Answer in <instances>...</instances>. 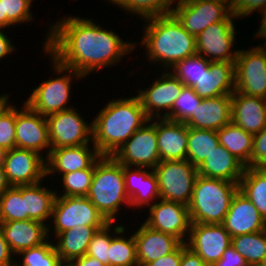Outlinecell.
<instances>
[{"mask_svg":"<svg viewBox=\"0 0 266 266\" xmlns=\"http://www.w3.org/2000/svg\"><path fill=\"white\" fill-rule=\"evenodd\" d=\"M161 161L187 160L188 126L185 122L156 119Z\"/></svg>","mask_w":266,"mask_h":266,"instance_id":"obj_24","label":"cell"},{"mask_svg":"<svg viewBox=\"0 0 266 266\" xmlns=\"http://www.w3.org/2000/svg\"><path fill=\"white\" fill-rule=\"evenodd\" d=\"M202 101L191 87H183L179 97L174 102L170 115L166 118L170 121L186 122L198 108Z\"/></svg>","mask_w":266,"mask_h":266,"instance_id":"obj_44","label":"cell"},{"mask_svg":"<svg viewBox=\"0 0 266 266\" xmlns=\"http://www.w3.org/2000/svg\"><path fill=\"white\" fill-rule=\"evenodd\" d=\"M109 1V3H112L113 5H117V7L119 8L126 0H107Z\"/></svg>","mask_w":266,"mask_h":266,"instance_id":"obj_54","label":"cell"},{"mask_svg":"<svg viewBox=\"0 0 266 266\" xmlns=\"http://www.w3.org/2000/svg\"><path fill=\"white\" fill-rule=\"evenodd\" d=\"M5 30L0 29V60L5 59L8 55L12 54L16 49L15 45L12 43L10 38H8Z\"/></svg>","mask_w":266,"mask_h":266,"instance_id":"obj_51","label":"cell"},{"mask_svg":"<svg viewBox=\"0 0 266 266\" xmlns=\"http://www.w3.org/2000/svg\"><path fill=\"white\" fill-rule=\"evenodd\" d=\"M15 258L4 238L3 229L0 225V266H15Z\"/></svg>","mask_w":266,"mask_h":266,"instance_id":"obj_49","label":"cell"},{"mask_svg":"<svg viewBox=\"0 0 266 266\" xmlns=\"http://www.w3.org/2000/svg\"><path fill=\"white\" fill-rule=\"evenodd\" d=\"M28 220L25 213V185L10 186L0 196V222Z\"/></svg>","mask_w":266,"mask_h":266,"instance_id":"obj_36","label":"cell"},{"mask_svg":"<svg viewBox=\"0 0 266 266\" xmlns=\"http://www.w3.org/2000/svg\"><path fill=\"white\" fill-rule=\"evenodd\" d=\"M231 122V94L202 99L195 113L185 122L188 127L219 130Z\"/></svg>","mask_w":266,"mask_h":266,"instance_id":"obj_27","label":"cell"},{"mask_svg":"<svg viewBox=\"0 0 266 266\" xmlns=\"http://www.w3.org/2000/svg\"><path fill=\"white\" fill-rule=\"evenodd\" d=\"M123 98V99H122ZM112 99L92 119L93 142L101 156H112L150 119L138 96Z\"/></svg>","mask_w":266,"mask_h":266,"instance_id":"obj_2","label":"cell"},{"mask_svg":"<svg viewBox=\"0 0 266 266\" xmlns=\"http://www.w3.org/2000/svg\"><path fill=\"white\" fill-rule=\"evenodd\" d=\"M71 264L73 266H106L94 257L83 255L74 259Z\"/></svg>","mask_w":266,"mask_h":266,"instance_id":"obj_52","label":"cell"},{"mask_svg":"<svg viewBox=\"0 0 266 266\" xmlns=\"http://www.w3.org/2000/svg\"><path fill=\"white\" fill-rule=\"evenodd\" d=\"M239 191L257 208L266 220V168L245 167Z\"/></svg>","mask_w":266,"mask_h":266,"instance_id":"obj_32","label":"cell"},{"mask_svg":"<svg viewBox=\"0 0 266 266\" xmlns=\"http://www.w3.org/2000/svg\"><path fill=\"white\" fill-rule=\"evenodd\" d=\"M249 266H266V262L260 263V264H253V265H249Z\"/></svg>","mask_w":266,"mask_h":266,"instance_id":"obj_57","label":"cell"},{"mask_svg":"<svg viewBox=\"0 0 266 266\" xmlns=\"http://www.w3.org/2000/svg\"><path fill=\"white\" fill-rule=\"evenodd\" d=\"M192 89L202 99L235 91V62H211Z\"/></svg>","mask_w":266,"mask_h":266,"instance_id":"obj_26","label":"cell"},{"mask_svg":"<svg viewBox=\"0 0 266 266\" xmlns=\"http://www.w3.org/2000/svg\"><path fill=\"white\" fill-rule=\"evenodd\" d=\"M125 166L154 169L160 154L157 142L156 119H150L112 155Z\"/></svg>","mask_w":266,"mask_h":266,"instance_id":"obj_11","label":"cell"},{"mask_svg":"<svg viewBox=\"0 0 266 266\" xmlns=\"http://www.w3.org/2000/svg\"><path fill=\"white\" fill-rule=\"evenodd\" d=\"M48 238L58 235L76 225L105 226L108 221L87 197L56 196ZM53 225V228H52ZM51 226V227H49ZM53 229V230H52ZM50 231L54 233L50 234Z\"/></svg>","mask_w":266,"mask_h":266,"instance_id":"obj_8","label":"cell"},{"mask_svg":"<svg viewBox=\"0 0 266 266\" xmlns=\"http://www.w3.org/2000/svg\"><path fill=\"white\" fill-rule=\"evenodd\" d=\"M60 266H73L71 263H62Z\"/></svg>","mask_w":266,"mask_h":266,"instance_id":"obj_58","label":"cell"},{"mask_svg":"<svg viewBox=\"0 0 266 266\" xmlns=\"http://www.w3.org/2000/svg\"><path fill=\"white\" fill-rule=\"evenodd\" d=\"M86 197L108 222H116L122 205L130 207V199L125 190L123 165L112 156H100L95 161L92 184Z\"/></svg>","mask_w":266,"mask_h":266,"instance_id":"obj_4","label":"cell"},{"mask_svg":"<svg viewBox=\"0 0 266 266\" xmlns=\"http://www.w3.org/2000/svg\"><path fill=\"white\" fill-rule=\"evenodd\" d=\"M0 29H3V8L1 2H0Z\"/></svg>","mask_w":266,"mask_h":266,"instance_id":"obj_55","label":"cell"},{"mask_svg":"<svg viewBox=\"0 0 266 266\" xmlns=\"http://www.w3.org/2000/svg\"><path fill=\"white\" fill-rule=\"evenodd\" d=\"M211 61L195 54L182 61L177 62L170 70L176 78L179 79L185 87H193L202 76L203 71L209 68Z\"/></svg>","mask_w":266,"mask_h":266,"instance_id":"obj_39","label":"cell"},{"mask_svg":"<svg viewBox=\"0 0 266 266\" xmlns=\"http://www.w3.org/2000/svg\"><path fill=\"white\" fill-rule=\"evenodd\" d=\"M180 0H126L119 8L131 15L146 19L159 15L172 14L176 2ZM174 3V4H173Z\"/></svg>","mask_w":266,"mask_h":266,"instance_id":"obj_40","label":"cell"},{"mask_svg":"<svg viewBox=\"0 0 266 266\" xmlns=\"http://www.w3.org/2000/svg\"><path fill=\"white\" fill-rule=\"evenodd\" d=\"M156 175L160 199L189 205L197 167L188 160L160 161L153 169Z\"/></svg>","mask_w":266,"mask_h":266,"instance_id":"obj_7","label":"cell"},{"mask_svg":"<svg viewBox=\"0 0 266 266\" xmlns=\"http://www.w3.org/2000/svg\"><path fill=\"white\" fill-rule=\"evenodd\" d=\"M126 227L123 226L111 239L108 266H138L134 235L125 237Z\"/></svg>","mask_w":266,"mask_h":266,"instance_id":"obj_35","label":"cell"},{"mask_svg":"<svg viewBox=\"0 0 266 266\" xmlns=\"http://www.w3.org/2000/svg\"><path fill=\"white\" fill-rule=\"evenodd\" d=\"M213 266H248L245 259L232 247L225 250L221 259Z\"/></svg>","mask_w":266,"mask_h":266,"instance_id":"obj_47","label":"cell"},{"mask_svg":"<svg viewBox=\"0 0 266 266\" xmlns=\"http://www.w3.org/2000/svg\"><path fill=\"white\" fill-rule=\"evenodd\" d=\"M219 144L224 146L232 155L246 167L250 166L253 150V134L246 132L233 122L217 130Z\"/></svg>","mask_w":266,"mask_h":266,"instance_id":"obj_31","label":"cell"},{"mask_svg":"<svg viewBox=\"0 0 266 266\" xmlns=\"http://www.w3.org/2000/svg\"><path fill=\"white\" fill-rule=\"evenodd\" d=\"M172 14L183 28L195 37L211 24L238 20L226 2L211 0H180Z\"/></svg>","mask_w":266,"mask_h":266,"instance_id":"obj_9","label":"cell"},{"mask_svg":"<svg viewBox=\"0 0 266 266\" xmlns=\"http://www.w3.org/2000/svg\"><path fill=\"white\" fill-rule=\"evenodd\" d=\"M104 226L76 225L54 236V247L62 263H71L74 259L86 255L89 242L98 229Z\"/></svg>","mask_w":266,"mask_h":266,"instance_id":"obj_29","label":"cell"},{"mask_svg":"<svg viewBox=\"0 0 266 266\" xmlns=\"http://www.w3.org/2000/svg\"><path fill=\"white\" fill-rule=\"evenodd\" d=\"M211 1H220V2H226L230 7L233 0H211Z\"/></svg>","mask_w":266,"mask_h":266,"instance_id":"obj_56","label":"cell"},{"mask_svg":"<svg viewBox=\"0 0 266 266\" xmlns=\"http://www.w3.org/2000/svg\"><path fill=\"white\" fill-rule=\"evenodd\" d=\"M6 174L4 172L3 164L0 160V196L10 187Z\"/></svg>","mask_w":266,"mask_h":266,"instance_id":"obj_53","label":"cell"},{"mask_svg":"<svg viewBox=\"0 0 266 266\" xmlns=\"http://www.w3.org/2000/svg\"><path fill=\"white\" fill-rule=\"evenodd\" d=\"M8 94L3 93L0 98V154L16 148L15 126L16 106L9 101ZM11 103V104H10Z\"/></svg>","mask_w":266,"mask_h":266,"instance_id":"obj_38","label":"cell"},{"mask_svg":"<svg viewBox=\"0 0 266 266\" xmlns=\"http://www.w3.org/2000/svg\"><path fill=\"white\" fill-rule=\"evenodd\" d=\"M231 122L246 132L256 134L266 127V98L231 94Z\"/></svg>","mask_w":266,"mask_h":266,"instance_id":"obj_23","label":"cell"},{"mask_svg":"<svg viewBox=\"0 0 266 266\" xmlns=\"http://www.w3.org/2000/svg\"><path fill=\"white\" fill-rule=\"evenodd\" d=\"M147 208L149 213L144 221L147 226L186 243L191 227L188 206L159 199Z\"/></svg>","mask_w":266,"mask_h":266,"instance_id":"obj_17","label":"cell"},{"mask_svg":"<svg viewBox=\"0 0 266 266\" xmlns=\"http://www.w3.org/2000/svg\"><path fill=\"white\" fill-rule=\"evenodd\" d=\"M245 165L219 144L197 167L198 175L239 183Z\"/></svg>","mask_w":266,"mask_h":266,"instance_id":"obj_28","label":"cell"},{"mask_svg":"<svg viewBox=\"0 0 266 266\" xmlns=\"http://www.w3.org/2000/svg\"><path fill=\"white\" fill-rule=\"evenodd\" d=\"M140 45L149 64L170 70L177 62L197 54L196 37L189 34L173 14L144 19Z\"/></svg>","mask_w":266,"mask_h":266,"instance_id":"obj_3","label":"cell"},{"mask_svg":"<svg viewBox=\"0 0 266 266\" xmlns=\"http://www.w3.org/2000/svg\"><path fill=\"white\" fill-rule=\"evenodd\" d=\"M222 225L231 237H234L265 230L266 220L260 215L254 204L238 190L232 198Z\"/></svg>","mask_w":266,"mask_h":266,"instance_id":"obj_19","label":"cell"},{"mask_svg":"<svg viewBox=\"0 0 266 266\" xmlns=\"http://www.w3.org/2000/svg\"><path fill=\"white\" fill-rule=\"evenodd\" d=\"M43 182L25 185V213H28L29 220L41 222L48 227L52 218L56 190L44 187Z\"/></svg>","mask_w":266,"mask_h":266,"instance_id":"obj_30","label":"cell"},{"mask_svg":"<svg viewBox=\"0 0 266 266\" xmlns=\"http://www.w3.org/2000/svg\"><path fill=\"white\" fill-rule=\"evenodd\" d=\"M90 145L89 143L75 147L51 149L46 159V176L51 177L56 173L60 175L88 169L101 156L96 146L93 144L91 147Z\"/></svg>","mask_w":266,"mask_h":266,"instance_id":"obj_21","label":"cell"},{"mask_svg":"<svg viewBox=\"0 0 266 266\" xmlns=\"http://www.w3.org/2000/svg\"><path fill=\"white\" fill-rule=\"evenodd\" d=\"M260 10V11H259ZM257 11L262 17L266 13V0H233L231 4V13L239 18L251 16Z\"/></svg>","mask_w":266,"mask_h":266,"instance_id":"obj_45","label":"cell"},{"mask_svg":"<svg viewBox=\"0 0 266 266\" xmlns=\"http://www.w3.org/2000/svg\"><path fill=\"white\" fill-rule=\"evenodd\" d=\"M34 0H0L3 8V30L34 20L31 11Z\"/></svg>","mask_w":266,"mask_h":266,"instance_id":"obj_42","label":"cell"},{"mask_svg":"<svg viewBox=\"0 0 266 266\" xmlns=\"http://www.w3.org/2000/svg\"><path fill=\"white\" fill-rule=\"evenodd\" d=\"M45 55L50 56L51 71L56 73L55 77H51L48 80L41 82L36 88H33L27 100L24 102L35 112L47 117L51 114L58 113L74 106H69L71 98V84L74 79L78 81L84 77L73 70L60 64L55 58H53L45 49H43ZM47 53V54H46ZM58 75V77H57ZM61 75V76H59Z\"/></svg>","mask_w":266,"mask_h":266,"instance_id":"obj_6","label":"cell"},{"mask_svg":"<svg viewBox=\"0 0 266 266\" xmlns=\"http://www.w3.org/2000/svg\"><path fill=\"white\" fill-rule=\"evenodd\" d=\"M231 245L248 266L266 262V229L234 236Z\"/></svg>","mask_w":266,"mask_h":266,"instance_id":"obj_34","label":"cell"},{"mask_svg":"<svg viewBox=\"0 0 266 266\" xmlns=\"http://www.w3.org/2000/svg\"><path fill=\"white\" fill-rule=\"evenodd\" d=\"M219 145L215 130L188 127L187 160L198 167Z\"/></svg>","mask_w":266,"mask_h":266,"instance_id":"obj_33","label":"cell"},{"mask_svg":"<svg viewBox=\"0 0 266 266\" xmlns=\"http://www.w3.org/2000/svg\"><path fill=\"white\" fill-rule=\"evenodd\" d=\"M115 224V222H108L104 227L98 229L89 242L86 253V255L96 258L106 266H108V253L111 239L124 226L118 224L114 227Z\"/></svg>","mask_w":266,"mask_h":266,"instance_id":"obj_43","label":"cell"},{"mask_svg":"<svg viewBox=\"0 0 266 266\" xmlns=\"http://www.w3.org/2000/svg\"><path fill=\"white\" fill-rule=\"evenodd\" d=\"M64 17L47 27L42 47L60 64L84 78L93 71L114 67L136 50L138 43L124 41L115 31L104 29L91 18Z\"/></svg>","mask_w":266,"mask_h":266,"instance_id":"obj_1","label":"cell"},{"mask_svg":"<svg viewBox=\"0 0 266 266\" xmlns=\"http://www.w3.org/2000/svg\"><path fill=\"white\" fill-rule=\"evenodd\" d=\"M123 173L130 208H146L145 206L149 207L160 199L158 182L153 169L123 165Z\"/></svg>","mask_w":266,"mask_h":266,"instance_id":"obj_22","label":"cell"},{"mask_svg":"<svg viewBox=\"0 0 266 266\" xmlns=\"http://www.w3.org/2000/svg\"><path fill=\"white\" fill-rule=\"evenodd\" d=\"M133 233L138 266H146L148 263L174 252L182 244L178 238L154 230L144 222Z\"/></svg>","mask_w":266,"mask_h":266,"instance_id":"obj_20","label":"cell"},{"mask_svg":"<svg viewBox=\"0 0 266 266\" xmlns=\"http://www.w3.org/2000/svg\"><path fill=\"white\" fill-rule=\"evenodd\" d=\"M180 266H209L186 243H182V258Z\"/></svg>","mask_w":266,"mask_h":266,"instance_id":"obj_50","label":"cell"},{"mask_svg":"<svg viewBox=\"0 0 266 266\" xmlns=\"http://www.w3.org/2000/svg\"><path fill=\"white\" fill-rule=\"evenodd\" d=\"M94 168L95 162L88 169L59 175L62 176L60 177L62 179L60 180V186L62 183L63 192L59 195V192L56 191V196L86 197L89 187L92 184Z\"/></svg>","mask_w":266,"mask_h":266,"instance_id":"obj_41","label":"cell"},{"mask_svg":"<svg viewBox=\"0 0 266 266\" xmlns=\"http://www.w3.org/2000/svg\"><path fill=\"white\" fill-rule=\"evenodd\" d=\"M51 149L75 147L93 142V125L82 113L70 108L46 117ZM85 120V121H84Z\"/></svg>","mask_w":266,"mask_h":266,"instance_id":"obj_12","label":"cell"},{"mask_svg":"<svg viewBox=\"0 0 266 266\" xmlns=\"http://www.w3.org/2000/svg\"><path fill=\"white\" fill-rule=\"evenodd\" d=\"M16 108L15 143L16 148L32 150L47 159L51 151L47 118L32 110L23 102ZM44 149L46 151H44Z\"/></svg>","mask_w":266,"mask_h":266,"instance_id":"obj_16","label":"cell"},{"mask_svg":"<svg viewBox=\"0 0 266 266\" xmlns=\"http://www.w3.org/2000/svg\"><path fill=\"white\" fill-rule=\"evenodd\" d=\"M231 243L232 237L222 224L202 223H191L186 241L187 247L209 266H213L221 259Z\"/></svg>","mask_w":266,"mask_h":266,"instance_id":"obj_18","label":"cell"},{"mask_svg":"<svg viewBox=\"0 0 266 266\" xmlns=\"http://www.w3.org/2000/svg\"><path fill=\"white\" fill-rule=\"evenodd\" d=\"M249 167L266 168V127L253 136V150Z\"/></svg>","mask_w":266,"mask_h":266,"instance_id":"obj_46","label":"cell"},{"mask_svg":"<svg viewBox=\"0 0 266 266\" xmlns=\"http://www.w3.org/2000/svg\"><path fill=\"white\" fill-rule=\"evenodd\" d=\"M53 241L48 238L43 244L20 252L17 254L20 261L15 258V266H60L62 262Z\"/></svg>","mask_w":266,"mask_h":266,"instance_id":"obj_37","label":"cell"},{"mask_svg":"<svg viewBox=\"0 0 266 266\" xmlns=\"http://www.w3.org/2000/svg\"><path fill=\"white\" fill-rule=\"evenodd\" d=\"M235 90L266 98V45L239 49L235 61Z\"/></svg>","mask_w":266,"mask_h":266,"instance_id":"obj_10","label":"cell"},{"mask_svg":"<svg viewBox=\"0 0 266 266\" xmlns=\"http://www.w3.org/2000/svg\"><path fill=\"white\" fill-rule=\"evenodd\" d=\"M162 75L144 89L139 88L138 98L149 119L167 118L179 97L184 84L170 71L163 69ZM164 111V113H163Z\"/></svg>","mask_w":266,"mask_h":266,"instance_id":"obj_15","label":"cell"},{"mask_svg":"<svg viewBox=\"0 0 266 266\" xmlns=\"http://www.w3.org/2000/svg\"><path fill=\"white\" fill-rule=\"evenodd\" d=\"M239 183L198 175L188 205L191 223L222 224Z\"/></svg>","mask_w":266,"mask_h":266,"instance_id":"obj_5","label":"cell"},{"mask_svg":"<svg viewBox=\"0 0 266 266\" xmlns=\"http://www.w3.org/2000/svg\"><path fill=\"white\" fill-rule=\"evenodd\" d=\"M5 240L14 256L43 244L48 239V227L35 220L0 222Z\"/></svg>","mask_w":266,"mask_h":266,"instance_id":"obj_25","label":"cell"},{"mask_svg":"<svg viewBox=\"0 0 266 266\" xmlns=\"http://www.w3.org/2000/svg\"><path fill=\"white\" fill-rule=\"evenodd\" d=\"M182 258V244L172 253L165 255L146 266H180Z\"/></svg>","mask_w":266,"mask_h":266,"instance_id":"obj_48","label":"cell"},{"mask_svg":"<svg viewBox=\"0 0 266 266\" xmlns=\"http://www.w3.org/2000/svg\"><path fill=\"white\" fill-rule=\"evenodd\" d=\"M234 21H220L208 26L196 37L197 54L211 62H235L238 49Z\"/></svg>","mask_w":266,"mask_h":266,"instance_id":"obj_14","label":"cell"},{"mask_svg":"<svg viewBox=\"0 0 266 266\" xmlns=\"http://www.w3.org/2000/svg\"><path fill=\"white\" fill-rule=\"evenodd\" d=\"M11 186L33 185L45 180L46 159L32 150L12 148L0 154Z\"/></svg>","mask_w":266,"mask_h":266,"instance_id":"obj_13","label":"cell"}]
</instances>
